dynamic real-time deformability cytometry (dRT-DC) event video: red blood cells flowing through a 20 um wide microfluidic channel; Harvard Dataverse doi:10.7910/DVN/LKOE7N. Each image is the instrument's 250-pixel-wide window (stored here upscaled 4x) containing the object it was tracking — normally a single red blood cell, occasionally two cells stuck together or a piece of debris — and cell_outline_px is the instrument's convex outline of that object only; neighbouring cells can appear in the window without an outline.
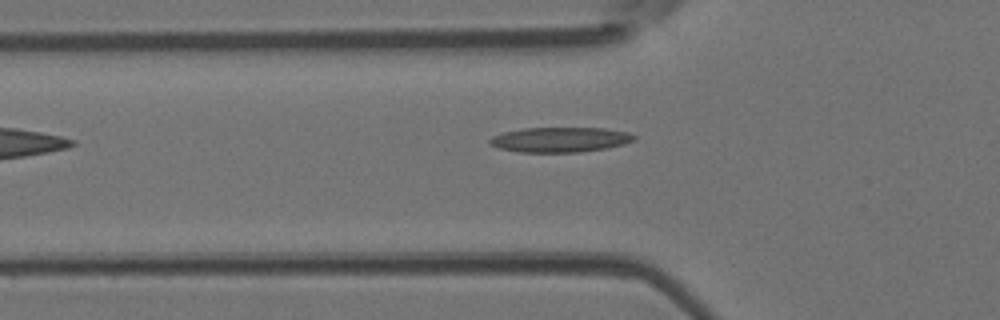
{"species": "Egyptian fruit bat (a non-hibernating species)", "species_latin": "Rousettus aegyptiacus", "temperature_condition": "room temperature", "stored_images_in_passage": 2, "camera_frame_rate_fps": 3000, "um_per_image_px": 0.085, "animal": {"sex": "female"}, "frame": {"image": 1, "passage_image": 2, "time_ms": 0.333, "image_size_px": [1000, 320], "cell_outline_px": [[636, 140], [624, 144], [604, 148], [580, 152], [520, 152], [500, 148], [488, 144], [488, 140], [492, 136], [504, 132], [524, 128], [604, 128], [628, 132], [636, 136]], "centroid_in_image_um": [47.61, 11.87], "position_along_channel_um": 78.2, "area_um2": 20.98}}